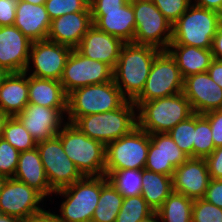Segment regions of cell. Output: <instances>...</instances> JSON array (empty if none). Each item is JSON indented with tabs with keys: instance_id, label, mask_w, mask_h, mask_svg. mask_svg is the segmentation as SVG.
<instances>
[{
	"instance_id": "cell-54",
	"label": "cell",
	"mask_w": 222,
	"mask_h": 222,
	"mask_svg": "<svg viewBox=\"0 0 222 222\" xmlns=\"http://www.w3.org/2000/svg\"><path fill=\"white\" fill-rule=\"evenodd\" d=\"M21 1H25L34 5H41V4H45L46 0H21Z\"/></svg>"
},
{
	"instance_id": "cell-16",
	"label": "cell",
	"mask_w": 222,
	"mask_h": 222,
	"mask_svg": "<svg viewBox=\"0 0 222 222\" xmlns=\"http://www.w3.org/2000/svg\"><path fill=\"white\" fill-rule=\"evenodd\" d=\"M188 158L168 133L150 134L144 169L172 177L175 168L183 164Z\"/></svg>"
},
{
	"instance_id": "cell-48",
	"label": "cell",
	"mask_w": 222,
	"mask_h": 222,
	"mask_svg": "<svg viewBox=\"0 0 222 222\" xmlns=\"http://www.w3.org/2000/svg\"><path fill=\"white\" fill-rule=\"evenodd\" d=\"M21 222H60L54 213L45 210L43 213L34 217L27 218Z\"/></svg>"
},
{
	"instance_id": "cell-6",
	"label": "cell",
	"mask_w": 222,
	"mask_h": 222,
	"mask_svg": "<svg viewBox=\"0 0 222 222\" xmlns=\"http://www.w3.org/2000/svg\"><path fill=\"white\" fill-rule=\"evenodd\" d=\"M126 101L113 80L77 88L67 97V122L73 124L82 116L116 110Z\"/></svg>"
},
{
	"instance_id": "cell-34",
	"label": "cell",
	"mask_w": 222,
	"mask_h": 222,
	"mask_svg": "<svg viewBox=\"0 0 222 222\" xmlns=\"http://www.w3.org/2000/svg\"><path fill=\"white\" fill-rule=\"evenodd\" d=\"M153 213L154 211L141 195L127 197L123 199L122 207L115 222H141Z\"/></svg>"
},
{
	"instance_id": "cell-12",
	"label": "cell",
	"mask_w": 222,
	"mask_h": 222,
	"mask_svg": "<svg viewBox=\"0 0 222 222\" xmlns=\"http://www.w3.org/2000/svg\"><path fill=\"white\" fill-rule=\"evenodd\" d=\"M113 80V69L104 62L83 56L77 49H72L60 82L65 93L93 84Z\"/></svg>"
},
{
	"instance_id": "cell-30",
	"label": "cell",
	"mask_w": 222,
	"mask_h": 222,
	"mask_svg": "<svg viewBox=\"0 0 222 222\" xmlns=\"http://www.w3.org/2000/svg\"><path fill=\"white\" fill-rule=\"evenodd\" d=\"M193 199L172 192L156 211L162 222H192Z\"/></svg>"
},
{
	"instance_id": "cell-44",
	"label": "cell",
	"mask_w": 222,
	"mask_h": 222,
	"mask_svg": "<svg viewBox=\"0 0 222 222\" xmlns=\"http://www.w3.org/2000/svg\"><path fill=\"white\" fill-rule=\"evenodd\" d=\"M127 0H90L91 10H112L120 9Z\"/></svg>"
},
{
	"instance_id": "cell-9",
	"label": "cell",
	"mask_w": 222,
	"mask_h": 222,
	"mask_svg": "<svg viewBox=\"0 0 222 222\" xmlns=\"http://www.w3.org/2000/svg\"><path fill=\"white\" fill-rule=\"evenodd\" d=\"M136 22L134 44L166 51L172 40V24L153 2L132 4Z\"/></svg>"
},
{
	"instance_id": "cell-7",
	"label": "cell",
	"mask_w": 222,
	"mask_h": 222,
	"mask_svg": "<svg viewBox=\"0 0 222 222\" xmlns=\"http://www.w3.org/2000/svg\"><path fill=\"white\" fill-rule=\"evenodd\" d=\"M53 194L65 199L55 214L60 222H91L101 194V176H83Z\"/></svg>"
},
{
	"instance_id": "cell-24",
	"label": "cell",
	"mask_w": 222,
	"mask_h": 222,
	"mask_svg": "<svg viewBox=\"0 0 222 222\" xmlns=\"http://www.w3.org/2000/svg\"><path fill=\"white\" fill-rule=\"evenodd\" d=\"M13 178L34 188L45 199L55 192L47 180L37 147L32 150L20 152Z\"/></svg>"
},
{
	"instance_id": "cell-51",
	"label": "cell",
	"mask_w": 222,
	"mask_h": 222,
	"mask_svg": "<svg viewBox=\"0 0 222 222\" xmlns=\"http://www.w3.org/2000/svg\"><path fill=\"white\" fill-rule=\"evenodd\" d=\"M159 216L156 212H154L151 216L146 218L145 220H142L141 222H159Z\"/></svg>"
},
{
	"instance_id": "cell-25",
	"label": "cell",
	"mask_w": 222,
	"mask_h": 222,
	"mask_svg": "<svg viewBox=\"0 0 222 222\" xmlns=\"http://www.w3.org/2000/svg\"><path fill=\"white\" fill-rule=\"evenodd\" d=\"M27 104V73H9L0 85V109L10 116H16Z\"/></svg>"
},
{
	"instance_id": "cell-43",
	"label": "cell",
	"mask_w": 222,
	"mask_h": 222,
	"mask_svg": "<svg viewBox=\"0 0 222 222\" xmlns=\"http://www.w3.org/2000/svg\"><path fill=\"white\" fill-rule=\"evenodd\" d=\"M203 199L222 209V179H210Z\"/></svg>"
},
{
	"instance_id": "cell-41",
	"label": "cell",
	"mask_w": 222,
	"mask_h": 222,
	"mask_svg": "<svg viewBox=\"0 0 222 222\" xmlns=\"http://www.w3.org/2000/svg\"><path fill=\"white\" fill-rule=\"evenodd\" d=\"M205 161L210 179H222V147L215 148Z\"/></svg>"
},
{
	"instance_id": "cell-33",
	"label": "cell",
	"mask_w": 222,
	"mask_h": 222,
	"mask_svg": "<svg viewBox=\"0 0 222 222\" xmlns=\"http://www.w3.org/2000/svg\"><path fill=\"white\" fill-rule=\"evenodd\" d=\"M2 138L19 152L32 150L37 144L16 116H11L6 122Z\"/></svg>"
},
{
	"instance_id": "cell-38",
	"label": "cell",
	"mask_w": 222,
	"mask_h": 222,
	"mask_svg": "<svg viewBox=\"0 0 222 222\" xmlns=\"http://www.w3.org/2000/svg\"><path fill=\"white\" fill-rule=\"evenodd\" d=\"M20 152L3 138L0 139V174L13 178Z\"/></svg>"
},
{
	"instance_id": "cell-52",
	"label": "cell",
	"mask_w": 222,
	"mask_h": 222,
	"mask_svg": "<svg viewBox=\"0 0 222 222\" xmlns=\"http://www.w3.org/2000/svg\"><path fill=\"white\" fill-rule=\"evenodd\" d=\"M7 180H8V177L0 174V194H1L5 184L7 182Z\"/></svg>"
},
{
	"instance_id": "cell-28",
	"label": "cell",
	"mask_w": 222,
	"mask_h": 222,
	"mask_svg": "<svg viewBox=\"0 0 222 222\" xmlns=\"http://www.w3.org/2000/svg\"><path fill=\"white\" fill-rule=\"evenodd\" d=\"M173 192L172 177L142 169V198L156 212Z\"/></svg>"
},
{
	"instance_id": "cell-22",
	"label": "cell",
	"mask_w": 222,
	"mask_h": 222,
	"mask_svg": "<svg viewBox=\"0 0 222 222\" xmlns=\"http://www.w3.org/2000/svg\"><path fill=\"white\" fill-rule=\"evenodd\" d=\"M124 42L92 25L76 48L83 56L104 62L112 69L119 59Z\"/></svg>"
},
{
	"instance_id": "cell-50",
	"label": "cell",
	"mask_w": 222,
	"mask_h": 222,
	"mask_svg": "<svg viewBox=\"0 0 222 222\" xmlns=\"http://www.w3.org/2000/svg\"><path fill=\"white\" fill-rule=\"evenodd\" d=\"M0 222H21L19 219L0 213Z\"/></svg>"
},
{
	"instance_id": "cell-53",
	"label": "cell",
	"mask_w": 222,
	"mask_h": 222,
	"mask_svg": "<svg viewBox=\"0 0 222 222\" xmlns=\"http://www.w3.org/2000/svg\"><path fill=\"white\" fill-rule=\"evenodd\" d=\"M9 74L3 67L0 66V85L3 82L4 78Z\"/></svg>"
},
{
	"instance_id": "cell-20",
	"label": "cell",
	"mask_w": 222,
	"mask_h": 222,
	"mask_svg": "<svg viewBox=\"0 0 222 222\" xmlns=\"http://www.w3.org/2000/svg\"><path fill=\"white\" fill-rule=\"evenodd\" d=\"M92 22L99 30L119 38L124 43H133L136 22L133 6L127 2L120 9L91 10Z\"/></svg>"
},
{
	"instance_id": "cell-40",
	"label": "cell",
	"mask_w": 222,
	"mask_h": 222,
	"mask_svg": "<svg viewBox=\"0 0 222 222\" xmlns=\"http://www.w3.org/2000/svg\"><path fill=\"white\" fill-rule=\"evenodd\" d=\"M210 123L215 148L222 147V109L203 114Z\"/></svg>"
},
{
	"instance_id": "cell-10",
	"label": "cell",
	"mask_w": 222,
	"mask_h": 222,
	"mask_svg": "<svg viewBox=\"0 0 222 222\" xmlns=\"http://www.w3.org/2000/svg\"><path fill=\"white\" fill-rule=\"evenodd\" d=\"M184 79L178 65L167 51L154 59L145 86L133 102H146L183 92Z\"/></svg>"
},
{
	"instance_id": "cell-55",
	"label": "cell",
	"mask_w": 222,
	"mask_h": 222,
	"mask_svg": "<svg viewBox=\"0 0 222 222\" xmlns=\"http://www.w3.org/2000/svg\"><path fill=\"white\" fill-rule=\"evenodd\" d=\"M153 0H127L131 4L141 3V2H152Z\"/></svg>"
},
{
	"instance_id": "cell-17",
	"label": "cell",
	"mask_w": 222,
	"mask_h": 222,
	"mask_svg": "<svg viewBox=\"0 0 222 222\" xmlns=\"http://www.w3.org/2000/svg\"><path fill=\"white\" fill-rule=\"evenodd\" d=\"M183 94L189 100L194 113L205 114L222 109V88L208 72H201L184 78Z\"/></svg>"
},
{
	"instance_id": "cell-31",
	"label": "cell",
	"mask_w": 222,
	"mask_h": 222,
	"mask_svg": "<svg viewBox=\"0 0 222 222\" xmlns=\"http://www.w3.org/2000/svg\"><path fill=\"white\" fill-rule=\"evenodd\" d=\"M105 176L124 198L141 195L142 170L121 169L113 172H105Z\"/></svg>"
},
{
	"instance_id": "cell-26",
	"label": "cell",
	"mask_w": 222,
	"mask_h": 222,
	"mask_svg": "<svg viewBox=\"0 0 222 222\" xmlns=\"http://www.w3.org/2000/svg\"><path fill=\"white\" fill-rule=\"evenodd\" d=\"M166 51L175 60L183 79L193 74L207 72L214 59L212 49L169 45Z\"/></svg>"
},
{
	"instance_id": "cell-2",
	"label": "cell",
	"mask_w": 222,
	"mask_h": 222,
	"mask_svg": "<svg viewBox=\"0 0 222 222\" xmlns=\"http://www.w3.org/2000/svg\"><path fill=\"white\" fill-rule=\"evenodd\" d=\"M137 106V126L148 132L168 133L179 122L194 114L183 92L146 102H133Z\"/></svg>"
},
{
	"instance_id": "cell-49",
	"label": "cell",
	"mask_w": 222,
	"mask_h": 222,
	"mask_svg": "<svg viewBox=\"0 0 222 222\" xmlns=\"http://www.w3.org/2000/svg\"><path fill=\"white\" fill-rule=\"evenodd\" d=\"M10 117L11 116L9 114L0 109V139L2 138L6 122L9 120Z\"/></svg>"
},
{
	"instance_id": "cell-46",
	"label": "cell",
	"mask_w": 222,
	"mask_h": 222,
	"mask_svg": "<svg viewBox=\"0 0 222 222\" xmlns=\"http://www.w3.org/2000/svg\"><path fill=\"white\" fill-rule=\"evenodd\" d=\"M190 1L195 6L206 8L222 15V0H195V3L192 0Z\"/></svg>"
},
{
	"instance_id": "cell-39",
	"label": "cell",
	"mask_w": 222,
	"mask_h": 222,
	"mask_svg": "<svg viewBox=\"0 0 222 222\" xmlns=\"http://www.w3.org/2000/svg\"><path fill=\"white\" fill-rule=\"evenodd\" d=\"M152 2L172 25L191 5L190 0H153Z\"/></svg>"
},
{
	"instance_id": "cell-15",
	"label": "cell",
	"mask_w": 222,
	"mask_h": 222,
	"mask_svg": "<svg viewBox=\"0 0 222 222\" xmlns=\"http://www.w3.org/2000/svg\"><path fill=\"white\" fill-rule=\"evenodd\" d=\"M67 108H48L28 103L16 117L36 142L52 139L62 127Z\"/></svg>"
},
{
	"instance_id": "cell-18",
	"label": "cell",
	"mask_w": 222,
	"mask_h": 222,
	"mask_svg": "<svg viewBox=\"0 0 222 222\" xmlns=\"http://www.w3.org/2000/svg\"><path fill=\"white\" fill-rule=\"evenodd\" d=\"M32 41L14 25L0 26V66L9 73L24 72Z\"/></svg>"
},
{
	"instance_id": "cell-13",
	"label": "cell",
	"mask_w": 222,
	"mask_h": 222,
	"mask_svg": "<svg viewBox=\"0 0 222 222\" xmlns=\"http://www.w3.org/2000/svg\"><path fill=\"white\" fill-rule=\"evenodd\" d=\"M43 200L44 197L34 188L14 178H8L0 194V213L23 221L45 211L40 206Z\"/></svg>"
},
{
	"instance_id": "cell-21",
	"label": "cell",
	"mask_w": 222,
	"mask_h": 222,
	"mask_svg": "<svg viewBox=\"0 0 222 222\" xmlns=\"http://www.w3.org/2000/svg\"><path fill=\"white\" fill-rule=\"evenodd\" d=\"M92 25L91 11L64 14L51 20L47 40L76 49Z\"/></svg>"
},
{
	"instance_id": "cell-5",
	"label": "cell",
	"mask_w": 222,
	"mask_h": 222,
	"mask_svg": "<svg viewBox=\"0 0 222 222\" xmlns=\"http://www.w3.org/2000/svg\"><path fill=\"white\" fill-rule=\"evenodd\" d=\"M137 106L127 100L120 108L79 117L73 124L88 137L105 146L137 127Z\"/></svg>"
},
{
	"instance_id": "cell-27",
	"label": "cell",
	"mask_w": 222,
	"mask_h": 222,
	"mask_svg": "<svg viewBox=\"0 0 222 222\" xmlns=\"http://www.w3.org/2000/svg\"><path fill=\"white\" fill-rule=\"evenodd\" d=\"M67 97L60 81L28 75V103L67 108Z\"/></svg>"
},
{
	"instance_id": "cell-11",
	"label": "cell",
	"mask_w": 222,
	"mask_h": 222,
	"mask_svg": "<svg viewBox=\"0 0 222 222\" xmlns=\"http://www.w3.org/2000/svg\"><path fill=\"white\" fill-rule=\"evenodd\" d=\"M36 147L47 180L54 191L72 185L83 177L75 164L66 156L61 140L57 136L37 142Z\"/></svg>"
},
{
	"instance_id": "cell-29",
	"label": "cell",
	"mask_w": 222,
	"mask_h": 222,
	"mask_svg": "<svg viewBox=\"0 0 222 222\" xmlns=\"http://www.w3.org/2000/svg\"><path fill=\"white\" fill-rule=\"evenodd\" d=\"M124 197L101 176V194L91 222H115Z\"/></svg>"
},
{
	"instance_id": "cell-37",
	"label": "cell",
	"mask_w": 222,
	"mask_h": 222,
	"mask_svg": "<svg viewBox=\"0 0 222 222\" xmlns=\"http://www.w3.org/2000/svg\"><path fill=\"white\" fill-rule=\"evenodd\" d=\"M192 222H222V209L203 198L195 199L192 208Z\"/></svg>"
},
{
	"instance_id": "cell-3",
	"label": "cell",
	"mask_w": 222,
	"mask_h": 222,
	"mask_svg": "<svg viewBox=\"0 0 222 222\" xmlns=\"http://www.w3.org/2000/svg\"><path fill=\"white\" fill-rule=\"evenodd\" d=\"M66 156L83 176H104L106 146L82 133L74 124L66 122L56 135Z\"/></svg>"
},
{
	"instance_id": "cell-36",
	"label": "cell",
	"mask_w": 222,
	"mask_h": 222,
	"mask_svg": "<svg viewBox=\"0 0 222 222\" xmlns=\"http://www.w3.org/2000/svg\"><path fill=\"white\" fill-rule=\"evenodd\" d=\"M45 7L51 20L64 14L91 11L90 0H46Z\"/></svg>"
},
{
	"instance_id": "cell-32",
	"label": "cell",
	"mask_w": 222,
	"mask_h": 222,
	"mask_svg": "<svg viewBox=\"0 0 222 222\" xmlns=\"http://www.w3.org/2000/svg\"><path fill=\"white\" fill-rule=\"evenodd\" d=\"M214 149L215 145L209 120L203 114L195 113L193 158L205 159Z\"/></svg>"
},
{
	"instance_id": "cell-42",
	"label": "cell",
	"mask_w": 222,
	"mask_h": 222,
	"mask_svg": "<svg viewBox=\"0 0 222 222\" xmlns=\"http://www.w3.org/2000/svg\"><path fill=\"white\" fill-rule=\"evenodd\" d=\"M18 0H0V26L14 25Z\"/></svg>"
},
{
	"instance_id": "cell-8",
	"label": "cell",
	"mask_w": 222,
	"mask_h": 222,
	"mask_svg": "<svg viewBox=\"0 0 222 222\" xmlns=\"http://www.w3.org/2000/svg\"><path fill=\"white\" fill-rule=\"evenodd\" d=\"M150 134L138 126L129 134L106 145L105 172L121 169H144Z\"/></svg>"
},
{
	"instance_id": "cell-47",
	"label": "cell",
	"mask_w": 222,
	"mask_h": 222,
	"mask_svg": "<svg viewBox=\"0 0 222 222\" xmlns=\"http://www.w3.org/2000/svg\"><path fill=\"white\" fill-rule=\"evenodd\" d=\"M213 58L222 60V23L213 39L212 45Z\"/></svg>"
},
{
	"instance_id": "cell-1",
	"label": "cell",
	"mask_w": 222,
	"mask_h": 222,
	"mask_svg": "<svg viewBox=\"0 0 222 222\" xmlns=\"http://www.w3.org/2000/svg\"><path fill=\"white\" fill-rule=\"evenodd\" d=\"M161 50L134 43H124L113 69V81L129 101L143 91L151 65Z\"/></svg>"
},
{
	"instance_id": "cell-35",
	"label": "cell",
	"mask_w": 222,
	"mask_h": 222,
	"mask_svg": "<svg viewBox=\"0 0 222 222\" xmlns=\"http://www.w3.org/2000/svg\"><path fill=\"white\" fill-rule=\"evenodd\" d=\"M195 130V113L186 120L179 122L168 134L176 145L188 156L193 158V141Z\"/></svg>"
},
{
	"instance_id": "cell-14",
	"label": "cell",
	"mask_w": 222,
	"mask_h": 222,
	"mask_svg": "<svg viewBox=\"0 0 222 222\" xmlns=\"http://www.w3.org/2000/svg\"><path fill=\"white\" fill-rule=\"evenodd\" d=\"M71 52L72 48L47 39L33 41L24 72L30 76L60 81ZM30 62L34 69L33 73L28 74L31 71Z\"/></svg>"
},
{
	"instance_id": "cell-4",
	"label": "cell",
	"mask_w": 222,
	"mask_h": 222,
	"mask_svg": "<svg viewBox=\"0 0 222 222\" xmlns=\"http://www.w3.org/2000/svg\"><path fill=\"white\" fill-rule=\"evenodd\" d=\"M222 15L218 12L191 4L172 25L170 45H186L212 49Z\"/></svg>"
},
{
	"instance_id": "cell-45",
	"label": "cell",
	"mask_w": 222,
	"mask_h": 222,
	"mask_svg": "<svg viewBox=\"0 0 222 222\" xmlns=\"http://www.w3.org/2000/svg\"><path fill=\"white\" fill-rule=\"evenodd\" d=\"M207 72L213 81L222 88V60L213 59Z\"/></svg>"
},
{
	"instance_id": "cell-19",
	"label": "cell",
	"mask_w": 222,
	"mask_h": 222,
	"mask_svg": "<svg viewBox=\"0 0 222 222\" xmlns=\"http://www.w3.org/2000/svg\"><path fill=\"white\" fill-rule=\"evenodd\" d=\"M210 181L207 163L204 158L189 157L175 168L172 176L173 192L191 198H204Z\"/></svg>"
},
{
	"instance_id": "cell-23",
	"label": "cell",
	"mask_w": 222,
	"mask_h": 222,
	"mask_svg": "<svg viewBox=\"0 0 222 222\" xmlns=\"http://www.w3.org/2000/svg\"><path fill=\"white\" fill-rule=\"evenodd\" d=\"M50 24L51 19L45 4L34 5L18 0L14 26L32 42L46 40Z\"/></svg>"
}]
</instances>
